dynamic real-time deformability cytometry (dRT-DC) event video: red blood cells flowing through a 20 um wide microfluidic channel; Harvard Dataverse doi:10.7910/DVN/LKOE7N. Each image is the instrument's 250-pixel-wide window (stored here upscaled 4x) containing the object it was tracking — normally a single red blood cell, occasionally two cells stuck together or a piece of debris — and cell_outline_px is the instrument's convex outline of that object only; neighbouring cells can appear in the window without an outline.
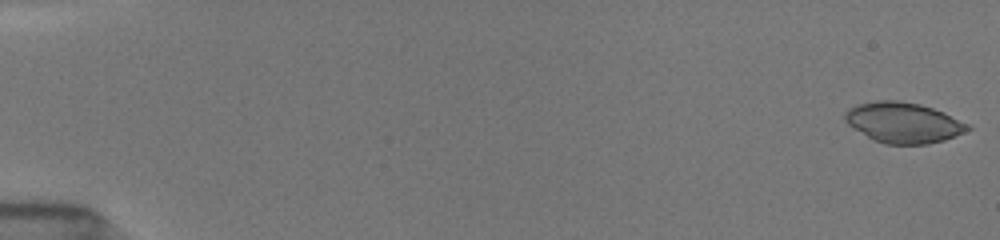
{"species": "common noctule bat (a hibernating species)", "species_latin": "Nyctalus noctula", "temperature_condition": "room temperature", "stored_images_in_passage": 6, "camera_frame_rate_fps": 3000, "um_per_image_px": 0.085, "animal": {"sex": "female", "body_mass_g": 19.5, "forearm_length_mm": 54.1}, "frame": {"image": 1, "passage_image": 1, "time_ms": 0.0, "image_size_px": [1000, 240], "cell_outline_px": [[972, 128], [964, 132], [944, 140], [928, 144], [884, 144], [872, 140], [852, 128], [844, 120], [844, 112], [848, 108], [856, 104], [876, 100], [900, 100], [920, 104], [944, 112], [968, 124]], "centroid_in_image_um": [76.73, 10.42], "position_along_channel_um": 8.3, "area_um2": 29.25}}